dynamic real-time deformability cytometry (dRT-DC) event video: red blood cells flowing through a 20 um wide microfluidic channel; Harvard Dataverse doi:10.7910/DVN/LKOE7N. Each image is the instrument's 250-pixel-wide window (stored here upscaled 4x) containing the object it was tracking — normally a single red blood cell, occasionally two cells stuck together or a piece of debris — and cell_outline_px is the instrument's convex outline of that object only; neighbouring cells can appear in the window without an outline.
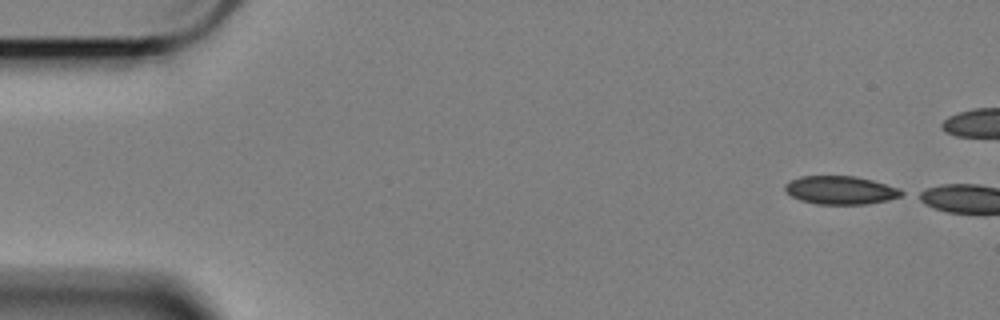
{"species": "Egyptian fruit bat (a non-hibernating species)", "species_latin": "Rousettus aegyptiacus", "temperature_condition": "cold", "stored_images_in_passage": 4, "camera_frame_rate_fps": 3000, "um_per_image_px": 0.085, "animal": {"sex": "female"}, "frame": {"image": 1, "passage_image": 1, "time_ms": 0.0, "image_size_px": [1000, 320], "cell_outline_px": [[904, 192], [900, 196], [888, 200], [868, 204], [816, 204], [800, 200], [792, 196], [784, 188], [784, 184], [800, 176], [856, 176], [872, 180], [896, 188]], "centroid_in_image_um": [71.41, 16.16], "position_along_channel_um": 13.6, "area_um2": 19.02}}